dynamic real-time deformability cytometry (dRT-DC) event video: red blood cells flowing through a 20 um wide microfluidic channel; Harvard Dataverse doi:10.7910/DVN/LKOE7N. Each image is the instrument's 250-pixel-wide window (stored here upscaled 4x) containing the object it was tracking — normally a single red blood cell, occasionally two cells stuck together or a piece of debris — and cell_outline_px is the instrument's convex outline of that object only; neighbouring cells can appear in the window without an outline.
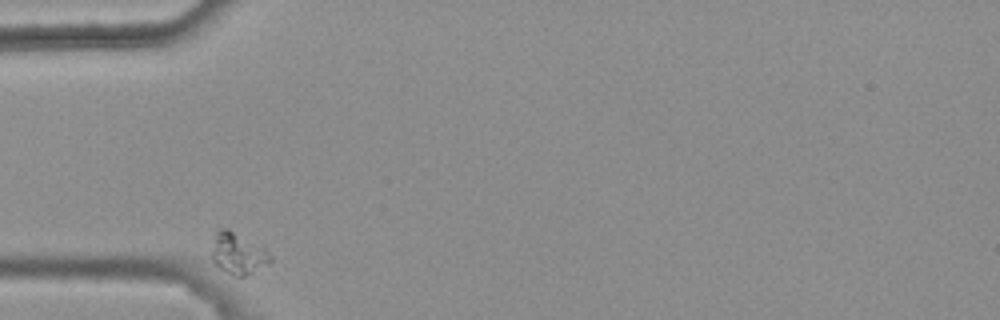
{"species": "common noctule bat (a hibernating species)", "species_latin": "Nyctalus noctula", "temperature_condition": "warm", "stored_images_in_passage": 2, "camera_frame_rate_fps": 3000, "um_per_image_px": 0.085, "animal": {"sex": "female", "body_mass_g": 25.1}, "frame": {"image": 1, "passage_image": 1, "time_ms": 0.0, "image_size_px": [1000, 320], "cell_outline_px": [[272, 260], [268, 264], [244, 276], [236, 276], [220, 268], [212, 260], [212, 252], [216, 232], [220, 228], [228, 228], [264, 248], [272, 256]], "centroid_in_image_um": [20.24, 21.54], "position_along_channel_um": 64.8, "area_um2": 13.76}}